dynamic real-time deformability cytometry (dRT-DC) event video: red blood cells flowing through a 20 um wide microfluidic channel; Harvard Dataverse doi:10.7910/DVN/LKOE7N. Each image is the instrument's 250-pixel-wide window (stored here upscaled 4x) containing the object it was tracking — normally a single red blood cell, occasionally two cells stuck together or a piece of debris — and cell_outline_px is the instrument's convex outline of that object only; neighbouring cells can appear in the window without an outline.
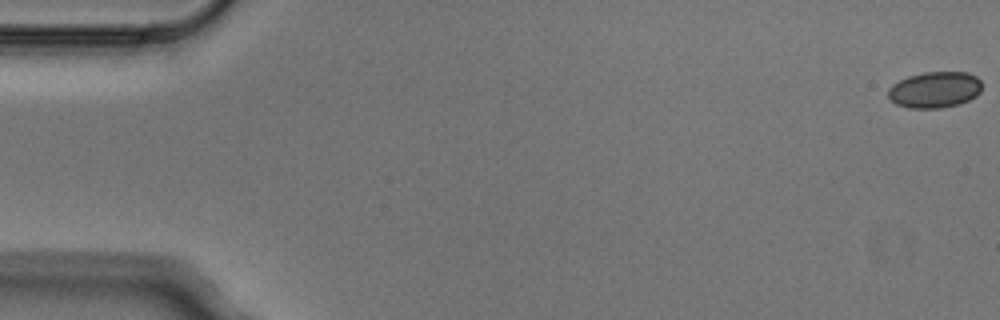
{"species": "Egyptian fruit bat (a non-hibernating species)", "species_latin": "Rousettus aegyptiacus", "temperature_condition": "cold", "stored_images_in_passage": 5, "camera_frame_rate_fps": 3000, "um_per_image_px": 0.085, "animal": {"sex": "male"}, "frame": {"image": 1, "passage_image": 1, "time_ms": 0.0, "image_size_px": [1000, 320], "cell_outline_px": [[980, 92], [976, 96], [960, 104], [940, 108], [908, 108], [896, 104], [888, 96], [888, 88], [892, 84], [908, 76], [924, 72], [968, 72], [976, 76], [980, 80]], "centroid_in_image_um": [79.44, 7.63], "position_along_channel_um": 5.6, "area_um2": 19.83}}
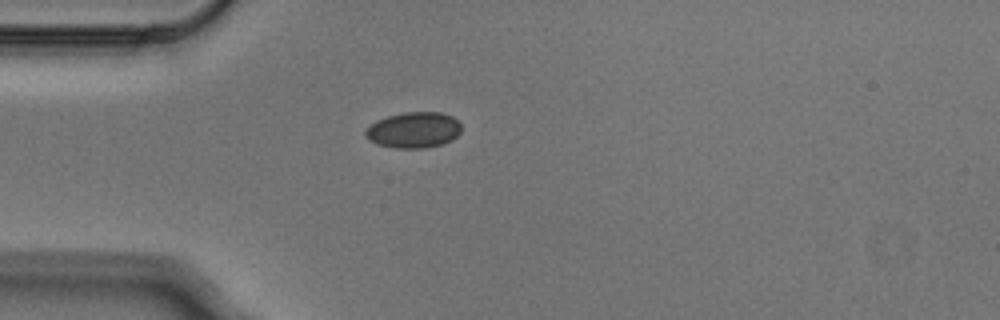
{"frame": {"image": 2, "passage_image": 4, "time_ms": 1.0, "image_size_px": [1000, 320], "cell_outline_px": [[460, 132], [452, 140], [444, 144], [424, 148], [396, 148], [376, 144], [364, 136], [364, 132], [376, 120], [388, 116], [404, 112], [440, 112], [452, 116], [460, 124]], "centroid_in_image_um": [35.16, 11.06], "position_along_channel_um": 49.8, "area_um2": 20.06}}